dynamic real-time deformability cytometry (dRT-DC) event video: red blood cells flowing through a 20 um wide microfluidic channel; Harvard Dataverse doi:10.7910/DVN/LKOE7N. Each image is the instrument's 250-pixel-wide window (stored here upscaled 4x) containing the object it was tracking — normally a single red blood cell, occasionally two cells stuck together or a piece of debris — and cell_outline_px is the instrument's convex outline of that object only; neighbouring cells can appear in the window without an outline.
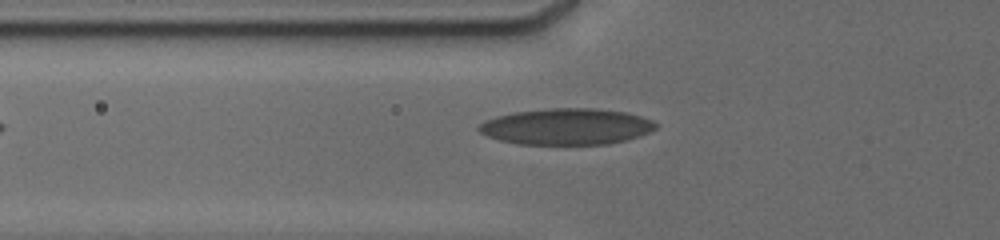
{"species": "human", "species_latin": "Homo sapiens", "temperature_condition": "cold", "stored_images_in_passage": 9, "camera_frame_rate_fps": 3000, "um_per_image_px": 0.085, "donor": {"sex": "male"}, "frame": {"image": 1, "passage_image": 4, "time_ms": 1.333, "image_size_px": [1000, 240], "cell_outline_px": [[660, 124], [656, 128], [648, 132], [624, 140], [608, 144], [520, 144], [500, 140], [488, 136], [480, 132], [476, 128], [484, 120], [496, 116], [512, 112], [548, 108], [596, 108], [628, 112], [652, 120]], "centroid_in_image_um": [48.14, 10.74], "position_along_channel_um": 77.7, "area_um2": 37.45}}
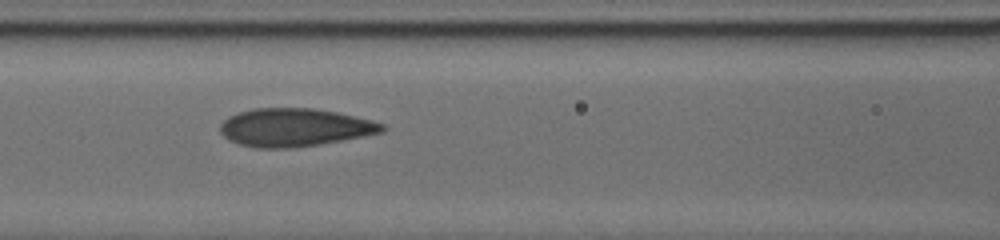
{"frame": {"image": 2, "passage_image": 7, "time_ms": 3.0, "image_size_px": [1000, 240], "cell_outline_px": [[388, 128], [384, 132], [364, 136], [320, 144], [292, 148], [256, 148], [240, 144], [224, 136], [220, 132], [220, 124], [228, 116], [252, 108], [312, 108], [336, 112], [372, 120], [384, 124]], "centroid_in_image_um": [25.06, 10.83], "position_along_channel_um": 141.5, "area_um2": 35.95}}
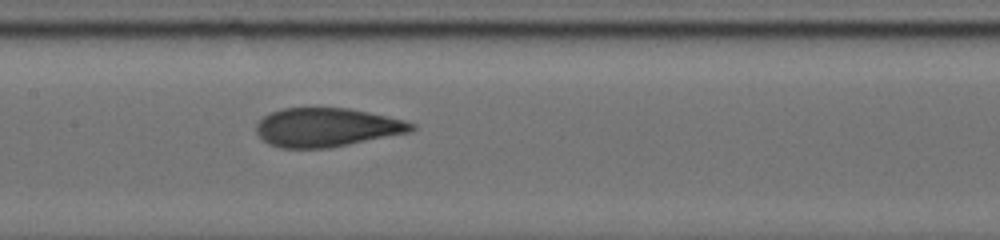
{"frame": {"image": 3, "passage_image": 9, "time_ms": 4.0, "image_size_px": [1000, 240], "cell_outline_px": [[416, 128], [408, 132], [328, 148], [280, 148], [268, 144], [256, 132], [256, 124], [264, 116], [272, 112], [284, 108], [348, 108], [368, 112], [404, 120], [416, 124]], "centroid_in_image_um": [27.74, 10.82], "position_along_channel_um": 179.7, "area_um2": 34.74}}